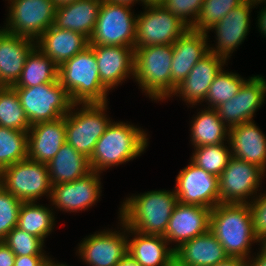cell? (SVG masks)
Instances as JSON below:
<instances>
[{
	"instance_id": "cell-1",
	"label": "cell",
	"mask_w": 266,
	"mask_h": 266,
	"mask_svg": "<svg viewBox=\"0 0 266 266\" xmlns=\"http://www.w3.org/2000/svg\"><path fill=\"white\" fill-rule=\"evenodd\" d=\"M210 231L222 244L229 257L248 260L251 243L259 242L254 235L248 203H219L211 211Z\"/></svg>"
},
{
	"instance_id": "cell-2",
	"label": "cell",
	"mask_w": 266,
	"mask_h": 266,
	"mask_svg": "<svg viewBox=\"0 0 266 266\" xmlns=\"http://www.w3.org/2000/svg\"><path fill=\"white\" fill-rule=\"evenodd\" d=\"M120 208V220L142 234L164 235L177 204L175 191L154 190L126 198Z\"/></svg>"
},
{
	"instance_id": "cell-3",
	"label": "cell",
	"mask_w": 266,
	"mask_h": 266,
	"mask_svg": "<svg viewBox=\"0 0 266 266\" xmlns=\"http://www.w3.org/2000/svg\"><path fill=\"white\" fill-rule=\"evenodd\" d=\"M147 140L146 133L133 124L111 122L89 158L91 170L100 173L140 156L147 147Z\"/></svg>"
},
{
	"instance_id": "cell-4",
	"label": "cell",
	"mask_w": 266,
	"mask_h": 266,
	"mask_svg": "<svg viewBox=\"0 0 266 266\" xmlns=\"http://www.w3.org/2000/svg\"><path fill=\"white\" fill-rule=\"evenodd\" d=\"M58 80L74 104L107 103L109 90L100 80L90 46L58 67Z\"/></svg>"
},
{
	"instance_id": "cell-5",
	"label": "cell",
	"mask_w": 266,
	"mask_h": 266,
	"mask_svg": "<svg viewBox=\"0 0 266 266\" xmlns=\"http://www.w3.org/2000/svg\"><path fill=\"white\" fill-rule=\"evenodd\" d=\"M172 55V44L134 49L133 77L149 98L157 101L171 96Z\"/></svg>"
},
{
	"instance_id": "cell-6",
	"label": "cell",
	"mask_w": 266,
	"mask_h": 266,
	"mask_svg": "<svg viewBox=\"0 0 266 266\" xmlns=\"http://www.w3.org/2000/svg\"><path fill=\"white\" fill-rule=\"evenodd\" d=\"M14 89L31 126L63 117L74 105L59 80L34 87Z\"/></svg>"
},
{
	"instance_id": "cell-7",
	"label": "cell",
	"mask_w": 266,
	"mask_h": 266,
	"mask_svg": "<svg viewBox=\"0 0 266 266\" xmlns=\"http://www.w3.org/2000/svg\"><path fill=\"white\" fill-rule=\"evenodd\" d=\"M78 105L81 104H74L65 115L66 143L90 158L98 139L111 123L104 113L107 103L82 104L78 112H72Z\"/></svg>"
},
{
	"instance_id": "cell-8",
	"label": "cell",
	"mask_w": 266,
	"mask_h": 266,
	"mask_svg": "<svg viewBox=\"0 0 266 266\" xmlns=\"http://www.w3.org/2000/svg\"><path fill=\"white\" fill-rule=\"evenodd\" d=\"M131 6L102 0L89 46L109 45L134 48L136 19Z\"/></svg>"
},
{
	"instance_id": "cell-9",
	"label": "cell",
	"mask_w": 266,
	"mask_h": 266,
	"mask_svg": "<svg viewBox=\"0 0 266 266\" xmlns=\"http://www.w3.org/2000/svg\"><path fill=\"white\" fill-rule=\"evenodd\" d=\"M0 185L17 199L31 202L49 193L52 183L47 164L29 158L16 162L0 172Z\"/></svg>"
},
{
	"instance_id": "cell-10",
	"label": "cell",
	"mask_w": 266,
	"mask_h": 266,
	"mask_svg": "<svg viewBox=\"0 0 266 266\" xmlns=\"http://www.w3.org/2000/svg\"><path fill=\"white\" fill-rule=\"evenodd\" d=\"M145 10L136 19L134 49L173 44L189 30L185 23L163 5L146 6Z\"/></svg>"
},
{
	"instance_id": "cell-11",
	"label": "cell",
	"mask_w": 266,
	"mask_h": 266,
	"mask_svg": "<svg viewBox=\"0 0 266 266\" xmlns=\"http://www.w3.org/2000/svg\"><path fill=\"white\" fill-rule=\"evenodd\" d=\"M4 31L37 40L54 25L56 5L53 0H10Z\"/></svg>"
},
{
	"instance_id": "cell-12",
	"label": "cell",
	"mask_w": 266,
	"mask_h": 266,
	"mask_svg": "<svg viewBox=\"0 0 266 266\" xmlns=\"http://www.w3.org/2000/svg\"><path fill=\"white\" fill-rule=\"evenodd\" d=\"M265 172L257 165L231 157L218 177L220 203L247 204L257 193Z\"/></svg>"
},
{
	"instance_id": "cell-13",
	"label": "cell",
	"mask_w": 266,
	"mask_h": 266,
	"mask_svg": "<svg viewBox=\"0 0 266 266\" xmlns=\"http://www.w3.org/2000/svg\"><path fill=\"white\" fill-rule=\"evenodd\" d=\"M175 193L183 204L213 209L220 203L218 176L190 163L176 178Z\"/></svg>"
},
{
	"instance_id": "cell-14",
	"label": "cell",
	"mask_w": 266,
	"mask_h": 266,
	"mask_svg": "<svg viewBox=\"0 0 266 266\" xmlns=\"http://www.w3.org/2000/svg\"><path fill=\"white\" fill-rule=\"evenodd\" d=\"M266 80L262 76L247 79L239 92L216 109L220 119L228 129L244 122L252 121L254 113L264 103Z\"/></svg>"
},
{
	"instance_id": "cell-15",
	"label": "cell",
	"mask_w": 266,
	"mask_h": 266,
	"mask_svg": "<svg viewBox=\"0 0 266 266\" xmlns=\"http://www.w3.org/2000/svg\"><path fill=\"white\" fill-rule=\"evenodd\" d=\"M120 222L124 233L107 230L84 238L78 249L81 259L92 266H117L128 254L127 226Z\"/></svg>"
},
{
	"instance_id": "cell-16",
	"label": "cell",
	"mask_w": 266,
	"mask_h": 266,
	"mask_svg": "<svg viewBox=\"0 0 266 266\" xmlns=\"http://www.w3.org/2000/svg\"><path fill=\"white\" fill-rule=\"evenodd\" d=\"M100 174L91 171L73 182L53 185L50 200L63 211L77 212L93 206L100 197Z\"/></svg>"
},
{
	"instance_id": "cell-17",
	"label": "cell",
	"mask_w": 266,
	"mask_h": 266,
	"mask_svg": "<svg viewBox=\"0 0 266 266\" xmlns=\"http://www.w3.org/2000/svg\"><path fill=\"white\" fill-rule=\"evenodd\" d=\"M212 209L177 202L169 219L163 237L168 243L177 242L175 249L182 243L210 230Z\"/></svg>"
},
{
	"instance_id": "cell-18",
	"label": "cell",
	"mask_w": 266,
	"mask_h": 266,
	"mask_svg": "<svg viewBox=\"0 0 266 266\" xmlns=\"http://www.w3.org/2000/svg\"><path fill=\"white\" fill-rule=\"evenodd\" d=\"M252 6L249 0H245L209 29L216 31L218 40L216 48L209 47V52L229 59L230 53L244 41L249 32Z\"/></svg>"
},
{
	"instance_id": "cell-19",
	"label": "cell",
	"mask_w": 266,
	"mask_h": 266,
	"mask_svg": "<svg viewBox=\"0 0 266 266\" xmlns=\"http://www.w3.org/2000/svg\"><path fill=\"white\" fill-rule=\"evenodd\" d=\"M207 34L189 28L172 44L171 96L195 64L209 52Z\"/></svg>"
},
{
	"instance_id": "cell-20",
	"label": "cell",
	"mask_w": 266,
	"mask_h": 266,
	"mask_svg": "<svg viewBox=\"0 0 266 266\" xmlns=\"http://www.w3.org/2000/svg\"><path fill=\"white\" fill-rule=\"evenodd\" d=\"M96 57L99 77L110 90L124 81L129 74L134 75V48L124 46H90Z\"/></svg>"
},
{
	"instance_id": "cell-21",
	"label": "cell",
	"mask_w": 266,
	"mask_h": 266,
	"mask_svg": "<svg viewBox=\"0 0 266 266\" xmlns=\"http://www.w3.org/2000/svg\"><path fill=\"white\" fill-rule=\"evenodd\" d=\"M226 60L208 52L189 72L188 76L176 87L172 95L182 96L188 104L197 105L204 101L215 76L223 69Z\"/></svg>"
},
{
	"instance_id": "cell-22",
	"label": "cell",
	"mask_w": 266,
	"mask_h": 266,
	"mask_svg": "<svg viewBox=\"0 0 266 266\" xmlns=\"http://www.w3.org/2000/svg\"><path fill=\"white\" fill-rule=\"evenodd\" d=\"M65 143V116L34 124L28 131V158L47 164Z\"/></svg>"
},
{
	"instance_id": "cell-23",
	"label": "cell",
	"mask_w": 266,
	"mask_h": 266,
	"mask_svg": "<svg viewBox=\"0 0 266 266\" xmlns=\"http://www.w3.org/2000/svg\"><path fill=\"white\" fill-rule=\"evenodd\" d=\"M35 42L0 29V86H13L17 82Z\"/></svg>"
},
{
	"instance_id": "cell-24",
	"label": "cell",
	"mask_w": 266,
	"mask_h": 266,
	"mask_svg": "<svg viewBox=\"0 0 266 266\" xmlns=\"http://www.w3.org/2000/svg\"><path fill=\"white\" fill-rule=\"evenodd\" d=\"M232 156L266 169V136L253 121L229 129Z\"/></svg>"
},
{
	"instance_id": "cell-25",
	"label": "cell",
	"mask_w": 266,
	"mask_h": 266,
	"mask_svg": "<svg viewBox=\"0 0 266 266\" xmlns=\"http://www.w3.org/2000/svg\"><path fill=\"white\" fill-rule=\"evenodd\" d=\"M36 46L59 67L82 52L89 42L83 34L52 25L36 40Z\"/></svg>"
},
{
	"instance_id": "cell-26",
	"label": "cell",
	"mask_w": 266,
	"mask_h": 266,
	"mask_svg": "<svg viewBox=\"0 0 266 266\" xmlns=\"http://www.w3.org/2000/svg\"><path fill=\"white\" fill-rule=\"evenodd\" d=\"M174 256L188 266H214L229 258L210 230L177 246Z\"/></svg>"
},
{
	"instance_id": "cell-27",
	"label": "cell",
	"mask_w": 266,
	"mask_h": 266,
	"mask_svg": "<svg viewBox=\"0 0 266 266\" xmlns=\"http://www.w3.org/2000/svg\"><path fill=\"white\" fill-rule=\"evenodd\" d=\"M102 0H78L56 7L54 25L90 38L96 24Z\"/></svg>"
},
{
	"instance_id": "cell-28",
	"label": "cell",
	"mask_w": 266,
	"mask_h": 266,
	"mask_svg": "<svg viewBox=\"0 0 266 266\" xmlns=\"http://www.w3.org/2000/svg\"><path fill=\"white\" fill-rule=\"evenodd\" d=\"M134 238L128 240V255L141 266H166L174 256V249L168 248V241L162 235L142 234L127 227Z\"/></svg>"
},
{
	"instance_id": "cell-29",
	"label": "cell",
	"mask_w": 266,
	"mask_h": 266,
	"mask_svg": "<svg viewBox=\"0 0 266 266\" xmlns=\"http://www.w3.org/2000/svg\"><path fill=\"white\" fill-rule=\"evenodd\" d=\"M52 185L73 182L90 173L89 158L65 143L47 163Z\"/></svg>"
},
{
	"instance_id": "cell-30",
	"label": "cell",
	"mask_w": 266,
	"mask_h": 266,
	"mask_svg": "<svg viewBox=\"0 0 266 266\" xmlns=\"http://www.w3.org/2000/svg\"><path fill=\"white\" fill-rule=\"evenodd\" d=\"M58 80V66L38 46L29 53L24 68L13 88L34 87Z\"/></svg>"
},
{
	"instance_id": "cell-31",
	"label": "cell",
	"mask_w": 266,
	"mask_h": 266,
	"mask_svg": "<svg viewBox=\"0 0 266 266\" xmlns=\"http://www.w3.org/2000/svg\"><path fill=\"white\" fill-rule=\"evenodd\" d=\"M227 136L228 127L222 122L216 109L206 108L194 117L191 126V141L194 148L224 143Z\"/></svg>"
},
{
	"instance_id": "cell-32",
	"label": "cell",
	"mask_w": 266,
	"mask_h": 266,
	"mask_svg": "<svg viewBox=\"0 0 266 266\" xmlns=\"http://www.w3.org/2000/svg\"><path fill=\"white\" fill-rule=\"evenodd\" d=\"M50 208L35 204V201L23 202L17 221V227L33 234L43 241L54 229L55 217Z\"/></svg>"
},
{
	"instance_id": "cell-33",
	"label": "cell",
	"mask_w": 266,
	"mask_h": 266,
	"mask_svg": "<svg viewBox=\"0 0 266 266\" xmlns=\"http://www.w3.org/2000/svg\"><path fill=\"white\" fill-rule=\"evenodd\" d=\"M0 126L25 132L31 127L12 86H0Z\"/></svg>"
},
{
	"instance_id": "cell-34",
	"label": "cell",
	"mask_w": 266,
	"mask_h": 266,
	"mask_svg": "<svg viewBox=\"0 0 266 266\" xmlns=\"http://www.w3.org/2000/svg\"><path fill=\"white\" fill-rule=\"evenodd\" d=\"M28 158V132L0 126V172Z\"/></svg>"
},
{
	"instance_id": "cell-35",
	"label": "cell",
	"mask_w": 266,
	"mask_h": 266,
	"mask_svg": "<svg viewBox=\"0 0 266 266\" xmlns=\"http://www.w3.org/2000/svg\"><path fill=\"white\" fill-rule=\"evenodd\" d=\"M230 150V151H229ZM232 157L231 149L224 143L218 145L199 146L191 157L192 163L203 168L209 174L220 176Z\"/></svg>"
},
{
	"instance_id": "cell-36",
	"label": "cell",
	"mask_w": 266,
	"mask_h": 266,
	"mask_svg": "<svg viewBox=\"0 0 266 266\" xmlns=\"http://www.w3.org/2000/svg\"><path fill=\"white\" fill-rule=\"evenodd\" d=\"M246 81L236 73L225 72L221 69L211 83L205 98L206 102L208 101L207 103H210L207 108L211 107L215 109L222 103L233 98Z\"/></svg>"
},
{
	"instance_id": "cell-37",
	"label": "cell",
	"mask_w": 266,
	"mask_h": 266,
	"mask_svg": "<svg viewBox=\"0 0 266 266\" xmlns=\"http://www.w3.org/2000/svg\"><path fill=\"white\" fill-rule=\"evenodd\" d=\"M244 1L245 0H204L201 11L190 29L207 33L211 27L221 21L232 9L239 6Z\"/></svg>"
},
{
	"instance_id": "cell-38",
	"label": "cell",
	"mask_w": 266,
	"mask_h": 266,
	"mask_svg": "<svg viewBox=\"0 0 266 266\" xmlns=\"http://www.w3.org/2000/svg\"><path fill=\"white\" fill-rule=\"evenodd\" d=\"M15 256H45L43 251L44 241L37 236L14 227L2 240Z\"/></svg>"
},
{
	"instance_id": "cell-39",
	"label": "cell",
	"mask_w": 266,
	"mask_h": 266,
	"mask_svg": "<svg viewBox=\"0 0 266 266\" xmlns=\"http://www.w3.org/2000/svg\"><path fill=\"white\" fill-rule=\"evenodd\" d=\"M22 203L23 201L17 199L0 185V241H2L14 227H17Z\"/></svg>"
},
{
	"instance_id": "cell-40",
	"label": "cell",
	"mask_w": 266,
	"mask_h": 266,
	"mask_svg": "<svg viewBox=\"0 0 266 266\" xmlns=\"http://www.w3.org/2000/svg\"><path fill=\"white\" fill-rule=\"evenodd\" d=\"M203 2L204 0H165L162 5L191 28L201 11Z\"/></svg>"
},
{
	"instance_id": "cell-41",
	"label": "cell",
	"mask_w": 266,
	"mask_h": 266,
	"mask_svg": "<svg viewBox=\"0 0 266 266\" xmlns=\"http://www.w3.org/2000/svg\"><path fill=\"white\" fill-rule=\"evenodd\" d=\"M248 204L252 215L254 235L260 241L266 236V194H260Z\"/></svg>"
},
{
	"instance_id": "cell-42",
	"label": "cell",
	"mask_w": 266,
	"mask_h": 266,
	"mask_svg": "<svg viewBox=\"0 0 266 266\" xmlns=\"http://www.w3.org/2000/svg\"><path fill=\"white\" fill-rule=\"evenodd\" d=\"M48 256H15L14 266H44Z\"/></svg>"
},
{
	"instance_id": "cell-43",
	"label": "cell",
	"mask_w": 266,
	"mask_h": 266,
	"mask_svg": "<svg viewBox=\"0 0 266 266\" xmlns=\"http://www.w3.org/2000/svg\"><path fill=\"white\" fill-rule=\"evenodd\" d=\"M15 254L2 241H0V266H14Z\"/></svg>"
},
{
	"instance_id": "cell-44",
	"label": "cell",
	"mask_w": 266,
	"mask_h": 266,
	"mask_svg": "<svg viewBox=\"0 0 266 266\" xmlns=\"http://www.w3.org/2000/svg\"><path fill=\"white\" fill-rule=\"evenodd\" d=\"M247 260L237 257H229L227 260L217 263L214 266H243Z\"/></svg>"
},
{
	"instance_id": "cell-45",
	"label": "cell",
	"mask_w": 266,
	"mask_h": 266,
	"mask_svg": "<svg viewBox=\"0 0 266 266\" xmlns=\"http://www.w3.org/2000/svg\"><path fill=\"white\" fill-rule=\"evenodd\" d=\"M259 254L257 253L256 258H252V260H247L252 266H266V253H264L261 249Z\"/></svg>"
},
{
	"instance_id": "cell-46",
	"label": "cell",
	"mask_w": 266,
	"mask_h": 266,
	"mask_svg": "<svg viewBox=\"0 0 266 266\" xmlns=\"http://www.w3.org/2000/svg\"><path fill=\"white\" fill-rule=\"evenodd\" d=\"M266 7V6H265ZM264 7V9L262 8L260 14V16H258V27L261 31V33H263V35L266 36V8Z\"/></svg>"
},
{
	"instance_id": "cell-47",
	"label": "cell",
	"mask_w": 266,
	"mask_h": 266,
	"mask_svg": "<svg viewBox=\"0 0 266 266\" xmlns=\"http://www.w3.org/2000/svg\"><path fill=\"white\" fill-rule=\"evenodd\" d=\"M117 266H141L128 254L118 263Z\"/></svg>"
},
{
	"instance_id": "cell-48",
	"label": "cell",
	"mask_w": 266,
	"mask_h": 266,
	"mask_svg": "<svg viewBox=\"0 0 266 266\" xmlns=\"http://www.w3.org/2000/svg\"><path fill=\"white\" fill-rule=\"evenodd\" d=\"M166 266H188L185 263H182L177 257L173 256Z\"/></svg>"
},
{
	"instance_id": "cell-49",
	"label": "cell",
	"mask_w": 266,
	"mask_h": 266,
	"mask_svg": "<svg viewBox=\"0 0 266 266\" xmlns=\"http://www.w3.org/2000/svg\"><path fill=\"white\" fill-rule=\"evenodd\" d=\"M165 0H141L145 6L162 5Z\"/></svg>"
},
{
	"instance_id": "cell-50",
	"label": "cell",
	"mask_w": 266,
	"mask_h": 266,
	"mask_svg": "<svg viewBox=\"0 0 266 266\" xmlns=\"http://www.w3.org/2000/svg\"><path fill=\"white\" fill-rule=\"evenodd\" d=\"M107 1L117 3V4H125L128 6H131V5H134V2H136V1L138 2L141 0H107Z\"/></svg>"
},
{
	"instance_id": "cell-51",
	"label": "cell",
	"mask_w": 266,
	"mask_h": 266,
	"mask_svg": "<svg viewBox=\"0 0 266 266\" xmlns=\"http://www.w3.org/2000/svg\"><path fill=\"white\" fill-rule=\"evenodd\" d=\"M56 7L58 6H61V5H65V4H68V3H73L75 1H78V0H53Z\"/></svg>"
},
{
	"instance_id": "cell-52",
	"label": "cell",
	"mask_w": 266,
	"mask_h": 266,
	"mask_svg": "<svg viewBox=\"0 0 266 266\" xmlns=\"http://www.w3.org/2000/svg\"><path fill=\"white\" fill-rule=\"evenodd\" d=\"M44 266H67L66 264H56L54 261H52L50 258L45 262Z\"/></svg>"
},
{
	"instance_id": "cell-53",
	"label": "cell",
	"mask_w": 266,
	"mask_h": 266,
	"mask_svg": "<svg viewBox=\"0 0 266 266\" xmlns=\"http://www.w3.org/2000/svg\"><path fill=\"white\" fill-rule=\"evenodd\" d=\"M259 243H261L260 245H262L261 250L266 253V236L262 240H260Z\"/></svg>"
},
{
	"instance_id": "cell-54",
	"label": "cell",
	"mask_w": 266,
	"mask_h": 266,
	"mask_svg": "<svg viewBox=\"0 0 266 266\" xmlns=\"http://www.w3.org/2000/svg\"><path fill=\"white\" fill-rule=\"evenodd\" d=\"M255 7V5H258L262 2L266 3V0H249Z\"/></svg>"
},
{
	"instance_id": "cell-55",
	"label": "cell",
	"mask_w": 266,
	"mask_h": 266,
	"mask_svg": "<svg viewBox=\"0 0 266 266\" xmlns=\"http://www.w3.org/2000/svg\"><path fill=\"white\" fill-rule=\"evenodd\" d=\"M243 266H252L248 261Z\"/></svg>"
}]
</instances>
